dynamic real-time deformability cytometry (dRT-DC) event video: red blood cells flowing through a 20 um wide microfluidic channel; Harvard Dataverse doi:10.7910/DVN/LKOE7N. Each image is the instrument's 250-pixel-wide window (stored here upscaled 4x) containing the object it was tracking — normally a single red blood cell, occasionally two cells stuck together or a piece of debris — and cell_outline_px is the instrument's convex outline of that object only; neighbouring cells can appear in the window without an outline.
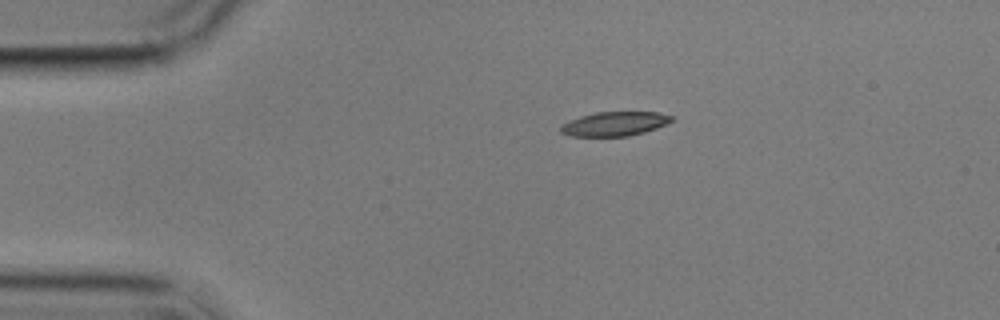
{"species": "common noctule bat (a hibernating species)", "species_latin": "Nyctalus noctula", "temperature_condition": "cold", "stored_images_in_passage": 5, "camera_frame_rate_fps": 3000, "um_per_image_px": 0.085, "animal": {"sex": "male", "body_mass_g": 17.9}, "frame": {"image": 1, "passage_image": 5, "time_ms": 5.667, "image_size_px": [1000, 320], "cell_outline_px": [[672, 120], [668, 124], [644, 132], [628, 136], [572, 136], [560, 132], [560, 128], [564, 124], [580, 116], [596, 112], [660, 112], [672, 116]], "centroid_in_image_um": [52.28, 10.52], "position_along_channel_um": 32.7, "area_um2": 15.49}}